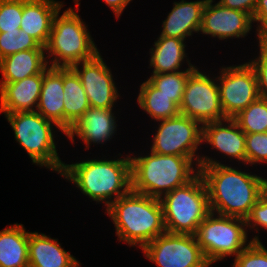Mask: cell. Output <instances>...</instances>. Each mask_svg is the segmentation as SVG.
<instances>
[{"label": "cell", "instance_id": "6da1fadb", "mask_svg": "<svg viewBox=\"0 0 267 267\" xmlns=\"http://www.w3.org/2000/svg\"><path fill=\"white\" fill-rule=\"evenodd\" d=\"M199 173L207 187L210 211L216 214L246 219L267 190V178L206 154L200 156Z\"/></svg>", "mask_w": 267, "mask_h": 267}, {"label": "cell", "instance_id": "7a4b0ae2", "mask_svg": "<svg viewBox=\"0 0 267 267\" xmlns=\"http://www.w3.org/2000/svg\"><path fill=\"white\" fill-rule=\"evenodd\" d=\"M118 155L119 158L115 159L94 157L72 164L64 163L60 176L92 201L104 203L106 210L119 197L132 190L130 153Z\"/></svg>", "mask_w": 267, "mask_h": 267}, {"label": "cell", "instance_id": "3957f363", "mask_svg": "<svg viewBox=\"0 0 267 267\" xmlns=\"http://www.w3.org/2000/svg\"><path fill=\"white\" fill-rule=\"evenodd\" d=\"M112 219L118 241L142 249L166 232L163 208L159 198L130 191L106 210ZM138 245V246H137Z\"/></svg>", "mask_w": 267, "mask_h": 267}, {"label": "cell", "instance_id": "277c9868", "mask_svg": "<svg viewBox=\"0 0 267 267\" xmlns=\"http://www.w3.org/2000/svg\"><path fill=\"white\" fill-rule=\"evenodd\" d=\"M146 154L130 153L132 191L136 193L160 199L199 173V166L191 158L151 151Z\"/></svg>", "mask_w": 267, "mask_h": 267}, {"label": "cell", "instance_id": "5b68a950", "mask_svg": "<svg viewBox=\"0 0 267 267\" xmlns=\"http://www.w3.org/2000/svg\"><path fill=\"white\" fill-rule=\"evenodd\" d=\"M74 4L76 9L69 7L61 15L60 9L54 16L49 40L45 46L50 67H72L93 59L100 52L91 37L88 25L80 14L78 15L80 3Z\"/></svg>", "mask_w": 267, "mask_h": 267}, {"label": "cell", "instance_id": "8992f818", "mask_svg": "<svg viewBox=\"0 0 267 267\" xmlns=\"http://www.w3.org/2000/svg\"><path fill=\"white\" fill-rule=\"evenodd\" d=\"M4 116L14 131L15 141L27 152L32 163L60 175L65 162L58 155L55 132L61 131L66 136L61 128L37 111H18Z\"/></svg>", "mask_w": 267, "mask_h": 267}, {"label": "cell", "instance_id": "52a82bcc", "mask_svg": "<svg viewBox=\"0 0 267 267\" xmlns=\"http://www.w3.org/2000/svg\"><path fill=\"white\" fill-rule=\"evenodd\" d=\"M166 231L195 235L211 212L204 179L198 173L191 181L160 198Z\"/></svg>", "mask_w": 267, "mask_h": 267}, {"label": "cell", "instance_id": "ba28073f", "mask_svg": "<svg viewBox=\"0 0 267 267\" xmlns=\"http://www.w3.org/2000/svg\"><path fill=\"white\" fill-rule=\"evenodd\" d=\"M246 220L210 212L198 226L195 237L207 262L212 265L228 256L234 258L258 235L248 240Z\"/></svg>", "mask_w": 267, "mask_h": 267}, {"label": "cell", "instance_id": "9c48e42d", "mask_svg": "<svg viewBox=\"0 0 267 267\" xmlns=\"http://www.w3.org/2000/svg\"><path fill=\"white\" fill-rule=\"evenodd\" d=\"M159 122V123H158ZM151 152L191 158L198 166L202 148L203 125L185 115L157 121ZM200 147V148H199Z\"/></svg>", "mask_w": 267, "mask_h": 267}, {"label": "cell", "instance_id": "30bf717a", "mask_svg": "<svg viewBox=\"0 0 267 267\" xmlns=\"http://www.w3.org/2000/svg\"><path fill=\"white\" fill-rule=\"evenodd\" d=\"M157 267H211L195 235L164 232L141 249Z\"/></svg>", "mask_w": 267, "mask_h": 267}, {"label": "cell", "instance_id": "8fae6325", "mask_svg": "<svg viewBox=\"0 0 267 267\" xmlns=\"http://www.w3.org/2000/svg\"><path fill=\"white\" fill-rule=\"evenodd\" d=\"M197 67L188 77L180 114L190 117L202 125L208 122L227 119L220 103L217 76L210 77Z\"/></svg>", "mask_w": 267, "mask_h": 267}, {"label": "cell", "instance_id": "7c38bea8", "mask_svg": "<svg viewBox=\"0 0 267 267\" xmlns=\"http://www.w3.org/2000/svg\"><path fill=\"white\" fill-rule=\"evenodd\" d=\"M217 75L220 103L226 118H234L259 95L258 80L249 62L222 66Z\"/></svg>", "mask_w": 267, "mask_h": 267}, {"label": "cell", "instance_id": "4fadbf2b", "mask_svg": "<svg viewBox=\"0 0 267 267\" xmlns=\"http://www.w3.org/2000/svg\"><path fill=\"white\" fill-rule=\"evenodd\" d=\"M79 76L91 107L115 109L120 98L112 71L99 52L93 59L71 67Z\"/></svg>", "mask_w": 267, "mask_h": 267}, {"label": "cell", "instance_id": "5bb4252c", "mask_svg": "<svg viewBox=\"0 0 267 267\" xmlns=\"http://www.w3.org/2000/svg\"><path fill=\"white\" fill-rule=\"evenodd\" d=\"M214 1L207 0L204 6L199 34L226 41L248 36L254 25L253 18L246 12L230 9Z\"/></svg>", "mask_w": 267, "mask_h": 267}, {"label": "cell", "instance_id": "9a60e30c", "mask_svg": "<svg viewBox=\"0 0 267 267\" xmlns=\"http://www.w3.org/2000/svg\"><path fill=\"white\" fill-rule=\"evenodd\" d=\"M113 111V109L90 107L66 133L67 139L72 144L76 138L80 139L83 144H86V150H89L92 144L95 146L110 141L114 138L112 136L117 135L118 127V119L116 120L117 117Z\"/></svg>", "mask_w": 267, "mask_h": 267}, {"label": "cell", "instance_id": "2e32d148", "mask_svg": "<svg viewBox=\"0 0 267 267\" xmlns=\"http://www.w3.org/2000/svg\"><path fill=\"white\" fill-rule=\"evenodd\" d=\"M245 142V133L232 118L203 124V145L209 144L210 148L221 153L224 158L227 156L242 165L246 164Z\"/></svg>", "mask_w": 267, "mask_h": 267}, {"label": "cell", "instance_id": "e0dca14e", "mask_svg": "<svg viewBox=\"0 0 267 267\" xmlns=\"http://www.w3.org/2000/svg\"><path fill=\"white\" fill-rule=\"evenodd\" d=\"M43 73L11 83H0V113L36 111Z\"/></svg>", "mask_w": 267, "mask_h": 267}, {"label": "cell", "instance_id": "ac0fdd59", "mask_svg": "<svg viewBox=\"0 0 267 267\" xmlns=\"http://www.w3.org/2000/svg\"><path fill=\"white\" fill-rule=\"evenodd\" d=\"M206 2L207 0L173 2L172 10L162 21V32L159 36L187 40L193 33L199 34Z\"/></svg>", "mask_w": 267, "mask_h": 267}, {"label": "cell", "instance_id": "d6986e66", "mask_svg": "<svg viewBox=\"0 0 267 267\" xmlns=\"http://www.w3.org/2000/svg\"><path fill=\"white\" fill-rule=\"evenodd\" d=\"M63 1L57 0H23L20 30L46 46L56 13L64 7Z\"/></svg>", "mask_w": 267, "mask_h": 267}, {"label": "cell", "instance_id": "ffe728a7", "mask_svg": "<svg viewBox=\"0 0 267 267\" xmlns=\"http://www.w3.org/2000/svg\"><path fill=\"white\" fill-rule=\"evenodd\" d=\"M28 262L29 267H81L57 238L36 231L29 232Z\"/></svg>", "mask_w": 267, "mask_h": 267}, {"label": "cell", "instance_id": "44dd1931", "mask_svg": "<svg viewBox=\"0 0 267 267\" xmlns=\"http://www.w3.org/2000/svg\"><path fill=\"white\" fill-rule=\"evenodd\" d=\"M186 40L158 36L153 47L150 48V60L148 68L153 69L151 74L174 73L178 71H194L197 67L189 61L186 53ZM185 59V60H184ZM188 64L186 69L182 65Z\"/></svg>", "mask_w": 267, "mask_h": 267}, {"label": "cell", "instance_id": "7402d4cb", "mask_svg": "<svg viewBox=\"0 0 267 267\" xmlns=\"http://www.w3.org/2000/svg\"><path fill=\"white\" fill-rule=\"evenodd\" d=\"M63 68L48 67L43 72L40 98L36 111L54 122L64 132Z\"/></svg>", "mask_w": 267, "mask_h": 267}, {"label": "cell", "instance_id": "603a6c76", "mask_svg": "<svg viewBox=\"0 0 267 267\" xmlns=\"http://www.w3.org/2000/svg\"><path fill=\"white\" fill-rule=\"evenodd\" d=\"M45 49L20 51L0 60V83H11L43 73L48 68Z\"/></svg>", "mask_w": 267, "mask_h": 267}, {"label": "cell", "instance_id": "cb8c5ba5", "mask_svg": "<svg viewBox=\"0 0 267 267\" xmlns=\"http://www.w3.org/2000/svg\"><path fill=\"white\" fill-rule=\"evenodd\" d=\"M29 232L23 224H10L0 230V267H29Z\"/></svg>", "mask_w": 267, "mask_h": 267}, {"label": "cell", "instance_id": "d4e9b609", "mask_svg": "<svg viewBox=\"0 0 267 267\" xmlns=\"http://www.w3.org/2000/svg\"><path fill=\"white\" fill-rule=\"evenodd\" d=\"M63 89L66 134L91 106L79 76L71 67L63 68Z\"/></svg>", "mask_w": 267, "mask_h": 267}, {"label": "cell", "instance_id": "484cf974", "mask_svg": "<svg viewBox=\"0 0 267 267\" xmlns=\"http://www.w3.org/2000/svg\"><path fill=\"white\" fill-rule=\"evenodd\" d=\"M137 102L154 122L175 117L180 114L179 106L161 90L155 88L148 80L139 86Z\"/></svg>", "mask_w": 267, "mask_h": 267}, {"label": "cell", "instance_id": "4316f807", "mask_svg": "<svg viewBox=\"0 0 267 267\" xmlns=\"http://www.w3.org/2000/svg\"><path fill=\"white\" fill-rule=\"evenodd\" d=\"M233 119L244 133L267 132V99L259 97Z\"/></svg>", "mask_w": 267, "mask_h": 267}, {"label": "cell", "instance_id": "83f0119b", "mask_svg": "<svg viewBox=\"0 0 267 267\" xmlns=\"http://www.w3.org/2000/svg\"><path fill=\"white\" fill-rule=\"evenodd\" d=\"M193 71H178L174 73L151 74L147 79L161 93L169 96L180 106L185 85L189 75Z\"/></svg>", "mask_w": 267, "mask_h": 267}, {"label": "cell", "instance_id": "f1b7e54d", "mask_svg": "<svg viewBox=\"0 0 267 267\" xmlns=\"http://www.w3.org/2000/svg\"><path fill=\"white\" fill-rule=\"evenodd\" d=\"M30 49H45V47L23 30H20V33H0V60Z\"/></svg>", "mask_w": 267, "mask_h": 267}, {"label": "cell", "instance_id": "f546056e", "mask_svg": "<svg viewBox=\"0 0 267 267\" xmlns=\"http://www.w3.org/2000/svg\"><path fill=\"white\" fill-rule=\"evenodd\" d=\"M23 0H0V33H20Z\"/></svg>", "mask_w": 267, "mask_h": 267}, {"label": "cell", "instance_id": "4dcf8cb0", "mask_svg": "<svg viewBox=\"0 0 267 267\" xmlns=\"http://www.w3.org/2000/svg\"><path fill=\"white\" fill-rule=\"evenodd\" d=\"M246 165L267 164V132L245 133Z\"/></svg>", "mask_w": 267, "mask_h": 267}, {"label": "cell", "instance_id": "1f68e13d", "mask_svg": "<svg viewBox=\"0 0 267 267\" xmlns=\"http://www.w3.org/2000/svg\"><path fill=\"white\" fill-rule=\"evenodd\" d=\"M231 264L232 267H267V249L262 242L252 241Z\"/></svg>", "mask_w": 267, "mask_h": 267}, {"label": "cell", "instance_id": "d6a6232c", "mask_svg": "<svg viewBox=\"0 0 267 267\" xmlns=\"http://www.w3.org/2000/svg\"><path fill=\"white\" fill-rule=\"evenodd\" d=\"M258 47L259 55L248 62L256 72L260 97L267 99V40L259 39Z\"/></svg>", "mask_w": 267, "mask_h": 267}, {"label": "cell", "instance_id": "836d02e7", "mask_svg": "<svg viewBox=\"0 0 267 267\" xmlns=\"http://www.w3.org/2000/svg\"><path fill=\"white\" fill-rule=\"evenodd\" d=\"M245 220L248 230L250 228L252 231H257L258 234L260 228L267 231V190L254 204Z\"/></svg>", "mask_w": 267, "mask_h": 267}, {"label": "cell", "instance_id": "e575fe53", "mask_svg": "<svg viewBox=\"0 0 267 267\" xmlns=\"http://www.w3.org/2000/svg\"><path fill=\"white\" fill-rule=\"evenodd\" d=\"M257 23V40H267V0H257L254 10L253 23Z\"/></svg>", "mask_w": 267, "mask_h": 267}, {"label": "cell", "instance_id": "d590c367", "mask_svg": "<svg viewBox=\"0 0 267 267\" xmlns=\"http://www.w3.org/2000/svg\"><path fill=\"white\" fill-rule=\"evenodd\" d=\"M218 3L230 9L246 12L253 18L257 0H219Z\"/></svg>", "mask_w": 267, "mask_h": 267}, {"label": "cell", "instance_id": "8d00e7d4", "mask_svg": "<svg viewBox=\"0 0 267 267\" xmlns=\"http://www.w3.org/2000/svg\"><path fill=\"white\" fill-rule=\"evenodd\" d=\"M131 1L133 0H103L110 10L113 11V14L116 16L117 20ZM76 3H80V0H77Z\"/></svg>", "mask_w": 267, "mask_h": 267}]
</instances>
